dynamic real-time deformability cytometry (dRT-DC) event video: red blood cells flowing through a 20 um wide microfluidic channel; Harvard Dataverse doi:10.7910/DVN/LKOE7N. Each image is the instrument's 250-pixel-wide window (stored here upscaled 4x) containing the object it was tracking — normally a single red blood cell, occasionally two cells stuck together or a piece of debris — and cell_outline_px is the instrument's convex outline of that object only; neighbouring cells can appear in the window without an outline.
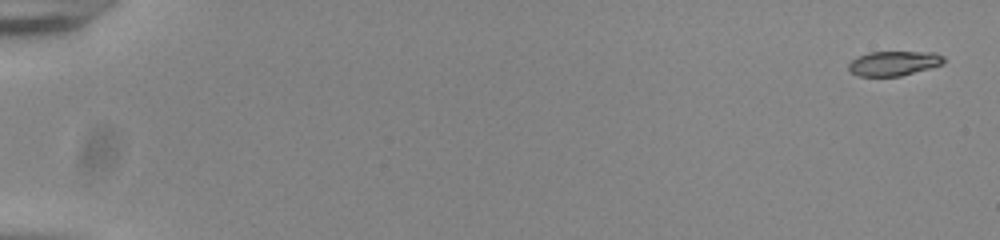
{"species": "common noctule bat (a hibernating species)", "species_latin": "Nyctalus noctula", "temperature_condition": "room temperature", "stored_images_in_passage": 54, "camera_frame_rate_fps": 3000, "um_per_image_px": 0.085, "animal": {"sex": "male", "body_mass_g": 20.0, "forearm_length_mm": 53.3}, "frame": {"image": 1, "passage_image": 1, "time_ms": 0.0, "image_size_px": [1000, 240], "cell_outline_px": [[944, 64], [900, 76], [860, 76], [852, 72], [848, 68], [848, 64], [856, 56], [868, 52], [936, 52], [944, 56]], "centroid_in_image_um": [75.98, 5.37], "position_along_channel_um": 9.0, "area_um2": 13.7}}
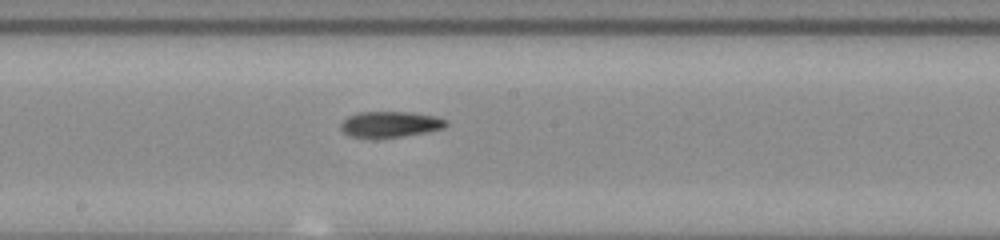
{"frame": {"image": 2, "passage_image": 31, "time_ms": 10.0, "image_size_px": [1000, 240], "cell_outline_px": [[448, 124], [444, 128], [428, 132], [404, 136], [376, 140], [372, 140], [348, 136], [340, 128], [340, 124], [348, 116], [356, 112], [412, 112], [436, 116], [448, 120]], "centroid_in_image_um": [33.15, 10.59], "position_along_channel_um": 215.1, "area_um2": 16.59}}
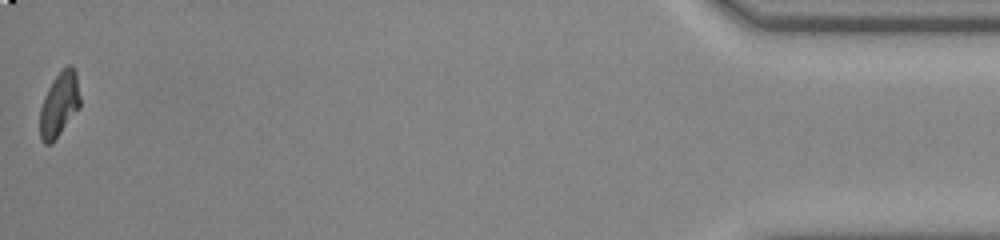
{"frame": {"image": 3, "passage_image": 54, "time_ms": 17.667, "image_size_px": [1000, 240], "cell_outline_px": [[80, 108], [52, 144], [44, 144], [40, 140], [40, 108], [44, 96], [52, 80], [68, 64], [72, 64], [76, 72], [80, 96]], "centroid_in_image_um": [5.04, 8.9], "position_along_channel_um": 430.2, "area_um2": 15.32}, "authors_computed_cell_mechanics": {"area_um2": 15.4326, "velocity_mm_per_s": 3.892, "shape_relaxation_time_tau1_ms": 8.1674, "shape_relaxation_time_tau2_ms": 1.7621, "deformation_change_tau1": 0.2847, "deformation_change_tau2": 0.0797}}